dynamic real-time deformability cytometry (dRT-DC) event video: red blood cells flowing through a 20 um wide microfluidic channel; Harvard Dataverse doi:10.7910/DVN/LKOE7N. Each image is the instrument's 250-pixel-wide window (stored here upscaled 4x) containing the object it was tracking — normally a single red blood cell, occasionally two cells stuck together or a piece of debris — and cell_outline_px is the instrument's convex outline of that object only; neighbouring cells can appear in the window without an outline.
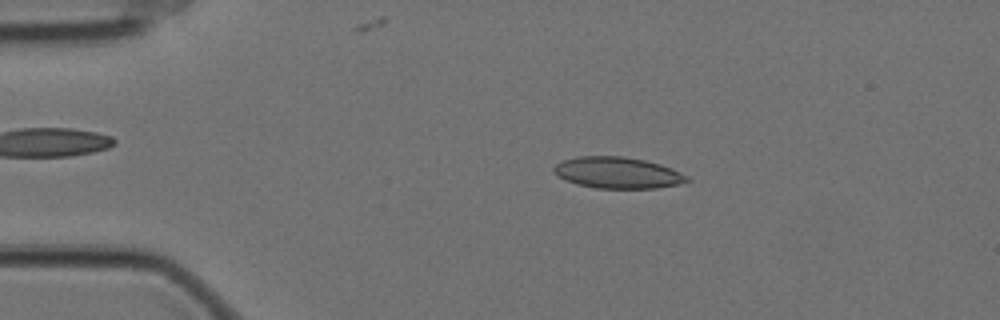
{"species": "Egyptian fruit bat (a non-hibernating species)", "species_latin": "Rousettus aegyptiacus", "temperature_condition": "cold", "stored_images_in_passage": 56, "camera_frame_rate_fps": 3000, "um_per_image_px": 0.085, "animal": {"sex": "female"}, "frame": {"image": 1, "passage_image": 9, "time_ms": 2.667, "image_size_px": [1000, 320], "cell_outline_px": [[692, 180], [680, 184], [656, 188], [596, 188], [576, 184], [556, 176], [552, 172], [552, 168], [556, 164], [564, 160], [576, 156], [624, 156], [644, 160], [660, 164], [672, 168], [688, 176]], "centroid_in_image_um": [52.49, 14.68], "position_along_channel_um": 32.5, "area_um2": 24.51}}
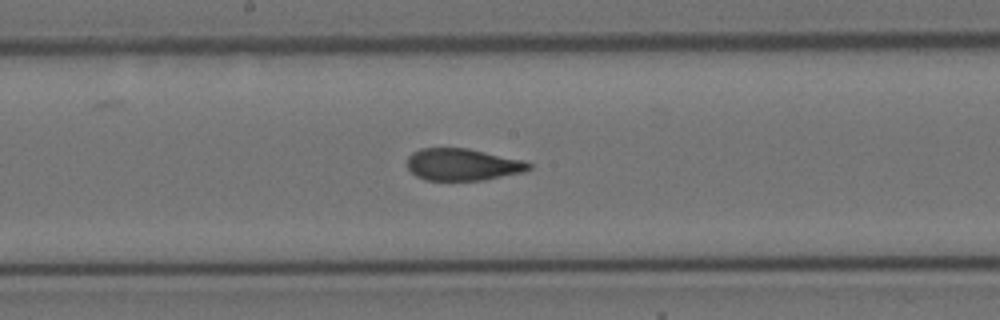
{"frame": {"image": 2, "passage_image": 28, "time_ms": 9.0, "image_size_px": [1000, 320], "cell_outline_px": [[532, 168], [524, 172], [484, 180], [424, 180], [416, 176], [408, 168], [408, 156], [412, 152], [420, 148], [468, 148], [524, 160], [532, 164]], "centroid_in_image_um": [39.34, 13.98], "position_along_channel_um": 208.9, "area_um2": 22.83}}
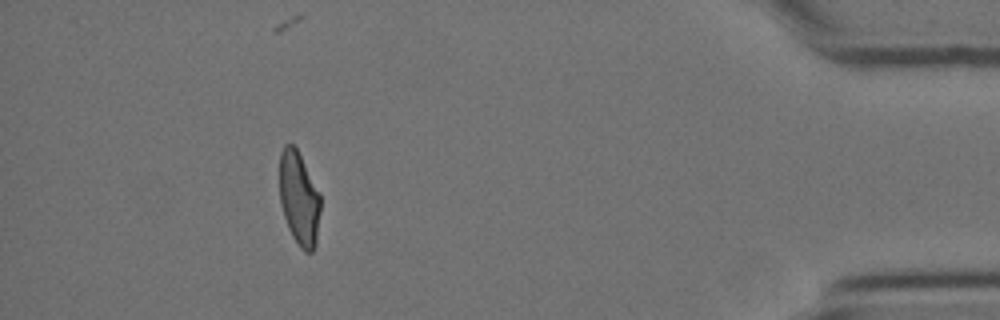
{"frame": {"image": 3, "passage_image": 50, "time_ms": 16.333, "image_size_px": [1000, 320], "cell_outline_px": [[320, 212], [316, 244], [312, 252], [304, 252], [300, 248], [292, 236], [288, 228], [280, 204], [280, 152], [284, 144], [292, 144], [296, 148], [320, 192]], "centroid_in_image_um": [25.42, 16.89], "position_along_channel_um": 409.8, "area_um2": 22.43}, "authors_computed_cell_mechanics": {"area_um2": 23.6691, "velocity_mm_per_s": 3.5016, "shape_relaxation_time_tau1_ms": 8.4054, "shape_relaxation_time_tau2_ms": 1.3602, "deformation_change_tau1": 0.2055, "deformation_change_tau2": 0.0779}}